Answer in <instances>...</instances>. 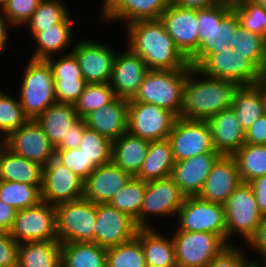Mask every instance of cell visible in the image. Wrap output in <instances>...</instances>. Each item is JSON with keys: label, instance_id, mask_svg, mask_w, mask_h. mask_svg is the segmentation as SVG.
Returning <instances> with one entry per match:
<instances>
[{"label": "cell", "instance_id": "obj_1", "mask_svg": "<svg viewBox=\"0 0 266 267\" xmlns=\"http://www.w3.org/2000/svg\"><path fill=\"white\" fill-rule=\"evenodd\" d=\"M127 26V48L140 56L149 70H175L190 66L160 19L139 20Z\"/></svg>", "mask_w": 266, "mask_h": 267}, {"label": "cell", "instance_id": "obj_2", "mask_svg": "<svg viewBox=\"0 0 266 267\" xmlns=\"http://www.w3.org/2000/svg\"><path fill=\"white\" fill-rule=\"evenodd\" d=\"M192 74H199V70L189 66L179 118L208 121L212 116L231 107L235 91L239 87L237 83L211 77L194 81Z\"/></svg>", "mask_w": 266, "mask_h": 267}, {"label": "cell", "instance_id": "obj_3", "mask_svg": "<svg viewBox=\"0 0 266 267\" xmlns=\"http://www.w3.org/2000/svg\"><path fill=\"white\" fill-rule=\"evenodd\" d=\"M197 17L200 24L199 48L197 55L189 62L194 68H198L211 54L228 47L240 26L238 16L228 3L197 9Z\"/></svg>", "mask_w": 266, "mask_h": 267}, {"label": "cell", "instance_id": "obj_4", "mask_svg": "<svg viewBox=\"0 0 266 267\" xmlns=\"http://www.w3.org/2000/svg\"><path fill=\"white\" fill-rule=\"evenodd\" d=\"M188 72L189 67L175 70H149L138 92L128 102L151 103L179 118Z\"/></svg>", "mask_w": 266, "mask_h": 267}, {"label": "cell", "instance_id": "obj_5", "mask_svg": "<svg viewBox=\"0 0 266 267\" xmlns=\"http://www.w3.org/2000/svg\"><path fill=\"white\" fill-rule=\"evenodd\" d=\"M19 102L25 115L36 120L57 102L52 69L46 60L30 59L25 68Z\"/></svg>", "mask_w": 266, "mask_h": 267}, {"label": "cell", "instance_id": "obj_6", "mask_svg": "<svg viewBox=\"0 0 266 267\" xmlns=\"http://www.w3.org/2000/svg\"><path fill=\"white\" fill-rule=\"evenodd\" d=\"M57 238L61 244L94 242L96 204L80 198L55 206Z\"/></svg>", "mask_w": 266, "mask_h": 267}, {"label": "cell", "instance_id": "obj_7", "mask_svg": "<svg viewBox=\"0 0 266 267\" xmlns=\"http://www.w3.org/2000/svg\"><path fill=\"white\" fill-rule=\"evenodd\" d=\"M211 78L231 80L242 85H254L264 80V72L251 60L229 47L211 54L198 68Z\"/></svg>", "mask_w": 266, "mask_h": 267}, {"label": "cell", "instance_id": "obj_8", "mask_svg": "<svg viewBox=\"0 0 266 267\" xmlns=\"http://www.w3.org/2000/svg\"><path fill=\"white\" fill-rule=\"evenodd\" d=\"M172 239L178 267H206L229 245L209 232L177 231Z\"/></svg>", "mask_w": 266, "mask_h": 267}, {"label": "cell", "instance_id": "obj_9", "mask_svg": "<svg viewBox=\"0 0 266 267\" xmlns=\"http://www.w3.org/2000/svg\"><path fill=\"white\" fill-rule=\"evenodd\" d=\"M177 215L180 219L177 231L214 233L226 241L224 205L189 196L184 198Z\"/></svg>", "mask_w": 266, "mask_h": 267}, {"label": "cell", "instance_id": "obj_10", "mask_svg": "<svg viewBox=\"0 0 266 267\" xmlns=\"http://www.w3.org/2000/svg\"><path fill=\"white\" fill-rule=\"evenodd\" d=\"M224 209L226 242L237 232L248 241L264 217L259 212L253 189L249 183H241L234 190L224 204Z\"/></svg>", "mask_w": 266, "mask_h": 267}, {"label": "cell", "instance_id": "obj_11", "mask_svg": "<svg viewBox=\"0 0 266 267\" xmlns=\"http://www.w3.org/2000/svg\"><path fill=\"white\" fill-rule=\"evenodd\" d=\"M168 140L175 162L199 154L217 152L207 120H189L177 117Z\"/></svg>", "mask_w": 266, "mask_h": 267}, {"label": "cell", "instance_id": "obj_12", "mask_svg": "<svg viewBox=\"0 0 266 267\" xmlns=\"http://www.w3.org/2000/svg\"><path fill=\"white\" fill-rule=\"evenodd\" d=\"M10 235L18 244L58 240L55 206L41 201L35 206L17 211Z\"/></svg>", "mask_w": 266, "mask_h": 267}, {"label": "cell", "instance_id": "obj_13", "mask_svg": "<svg viewBox=\"0 0 266 267\" xmlns=\"http://www.w3.org/2000/svg\"><path fill=\"white\" fill-rule=\"evenodd\" d=\"M177 117L151 103L128 102V132L147 141L168 139Z\"/></svg>", "mask_w": 266, "mask_h": 267}, {"label": "cell", "instance_id": "obj_14", "mask_svg": "<svg viewBox=\"0 0 266 267\" xmlns=\"http://www.w3.org/2000/svg\"><path fill=\"white\" fill-rule=\"evenodd\" d=\"M160 21L173 38L177 49L190 62L198 52L199 28L197 9L185 8L170 3L161 14Z\"/></svg>", "mask_w": 266, "mask_h": 267}, {"label": "cell", "instance_id": "obj_15", "mask_svg": "<svg viewBox=\"0 0 266 267\" xmlns=\"http://www.w3.org/2000/svg\"><path fill=\"white\" fill-rule=\"evenodd\" d=\"M94 242L106 249L126 243L136 237L139 227L128 214L108 203L96 204Z\"/></svg>", "mask_w": 266, "mask_h": 267}, {"label": "cell", "instance_id": "obj_16", "mask_svg": "<svg viewBox=\"0 0 266 267\" xmlns=\"http://www.w3.org/2000/svg\"><path fill=\"white\" fill-rule=\"evenodd\" d=\"M84 181L55 157L42 168V201L56 206L83 197Z\"/></svg>", "mask_w": 266, "mask_h": 267}, {"label": "cell", "instance_id": "obj_17", "mask_svg": "<svg viewBox=\"0 0 266 267\" xmlns=\"http://www.w3.org/2000/svg\"><path fill=\"white\" fill-rule=\"evenodd\" d=\"M13 153L45 167L54 157L55 148L41 125L29 119L8 135V147Z\"/></svg>", "mask_w": 266, "mask_h": 267}, {"label": "cell", "instance_id": "obj_18", "mask_svg": "<svg viewBox=\"0 0 266 267\" xmlns=\"http://www.w3.org/2000/svg\"><path fill=\"white\" fill-rule=\"evenodd\" d=\"M185 196L170 176L146 182V192L139 216L135 222L139 228H149L146 214L174 215L183 204Z\"/></svg>", "mask_w": 266, "mask_h": 267}, {"label": "cell", "instance_id": "obj_19", "mask_svg": "<svg viewBox=\"0 0 266 267\" xmlns=\"http://www.w3.org/2000/svg\"><path fill=\"white\" fill-rule=\"evenodd\" d=\"M72 53L78 60L87 83H110L115 53L107 46L90 41L74 45Z\"/></svg>", "mask_w": 266, "mask_h": 267}, {"label": "cell", "instance_id": "obj_20", "mask_svg": "<svg viewBox=\"0 0 266 267\" xmlns=\"http://www.w3.org/2000/svg\"><path fill=\"white\" fill-rule=\"evenodd\" d=\"M221 156L219 152H210L175 162L171 177L185 197L200 194L210 170Z\"/></svg>", "mask_w": 266, "mask_h": 267}, {"label": "cell", "instance_id": "obj_21", "mask_svg": "<svg viewBox=\"0 0 266 267\" xmlns=\"http://www.w3.org/2000/svg\"><path fill=\"white\" fill-rule=\"evenodd\" d=\"M148 71L144 60L129 48L125 53L116 55L110 81L116 97L132 99L138 92Z\"/></svg>", "mask_w": 266, "mask_h": 267}, {"label": "cell", "instance_id": "obj_22", "mask_svg": "<svg viewBox=\"0 0 266 267\" xmlns=\"http://www.w3.org/2000/svg\"><path fill=\"white\" fill-rule=\"evenodd\" d=\"M46 61L52 69L57 102L75 104L87 85L75 55L70 52L57 61L51 57Z\"/></svg>", "mask_w": 266, "mask_h": 267}, {"label": "cell", "instance_id": "obj_23", "mask_svg": "<svg viewBox=\"0 0 266 267\" xmlns=\"http://www.w3.org/2000/svg\"><path fill=\"white\" fill-rule=\"evenodd\" d=\"M241 183L235 159L222 155L210 170L198 196L203 200L224 205Z\"/></svg>", "mask_w": 266, "mask_h": 267}, {"label": "cell", "instance_id": "obj_24", "mask_svg": "<svg viewBox=\"0 0 266 267\" xmlns=\"http://www.w3.org/2000/svg\"><path fill=\"white\" fill-rule=\"evenodd\" d=\"M132 177L113 162L100 165L84 181L83 198L95 204L108 203Z\"/></svg>", "mask_w": 266, "mask_h": 267}, {"label": "cell", "instance_id": "obj_25", "mask_svg": "<svg viewBox=\"0 0 266 267\" xmlns=\"http://www.w3.org/2000/svg\"><path fill=\"white\" fill-rule=\"evenodd\" d=\"M84 120L86 126L113 142L128 131V100L116 97Z\"/></svg>", "mask_w": 266, "mask_h": 267}, {"label": "cell", "instance_id": "obj_26", "mask_svg": "<svg viewBox=\"0 0 266 267\" xmlns=\"http://www.w3.org/2000/svg\"><path fill=\"white\" fill-rule=\"evenodd\" d=\"M171 0H104L102 17L125 19L127 25L139 20H158Z\"/></svg>", "mask_w": 266, "mask_h": 267}, {"label": "cell", "instance_id": "obj_27", "mask_svg": "<svg viewBox=\"0 0 266 267\" xmlns=\"http://www.w3.org/2000/svg\"><path fill=\"white\" fill-rule=\"evenodd\" d=\"M208 122L214 148L221 155L232 156L245 144V131L232 107L212 116Z\"/></svg>", "mask_w": 266, "mask_h": 267}, {"label": "cell", "instance_id": "obj_28", "mask_svg": "<svg viewBox=\"0 0 266 267\" xmlns=\"http://www.w3.org/2000/svg\"><path fill=\"white\" fill-rule=\"evenodd\" d=\"M79 119L74 104L54 103L36 121L41 125L55 150L66 149V134Z\"/></svg>", "mask_w": 266, "mask_h": 267}, {"label": "cell", "instance_id": "obj_29", "mask_svg": "<svg viewBox=\"0 0 266 267\" xmlns=\"http://www.w3.org/2000/svg\"><path fill=\"white\" fill-rule=\"evenodd\" d=\"M149 145L150 141L127 131L112 143V162L134 177L146 158Z\"/></svg>", "mask_w": 266, "mask_h": 267}, {"label": "cell", "instance_id": "obj_30", "mask_svg": "<svg viewBox=\"0 0 266 267\" xmlns=\"http://www.w3.org/2000/svg\"><path fill=\"white\" fill-rule=\"evenodd\" d=\"M237 119L246 132L265 113L262 96V81L254 85L239 86L231 105Z\"/></svg>", "mask_w": 266, "mask_h": 267}, {"label": "cell", "instance_id": "obj_31", "mask_svg": "<svg viewBox=\"0 0 266 267\" xmlns=\"http://www.w3.org/2000/svg\"><path fill=\"white\" fill-rule=\"evenodd\" d=\"M174 164L168 139L150 141L146 158L134 177L145 182L167 178L171 176Z\"/></svg>", "mask_w": 266, "mask_h": 267}, {"label": "cell", "instance_id": "obj_32", "mask_svg": "<svg viewBox=\"0 0 266 267\" xmlns=\"http://www.w3.org/2000/svg\"><path fill=\"white\" fill-rule=\"evenodd\" d=\"M136 238L141 242L147 267H178L173 239L152 228H139Z\"/></svg>", "mask_w": 266, "mask_h": 267}, {"label": "cell", "instance_id": "obj_33", "mask_svg": "<svg viewBox=\"0 0 266 267\" xmlns=\"http://www.w3.org/2000/svg\"><path fill=\"white\" fill-rule=\"evenodd\" d=\"M42 168L8 148L0 150V180L42 185Z\"/></svg>", "mask_w": 266, "mask_h": 267}, {"label": "cell", "instance_id": "obj_34", "mask_svg": "<svg viewBox=\"0 0 266 267\" xmlns=\"http://www.w3.org/2000/svg\"><path fill=\"white\" fill-rule=\"evenodd\" d=\"M17 267H61V243L47 240L19 244Z\"/></svg>", "mask_w": 266, "mask_h": 267}, {"label": "cell", "instance_id": "obj_35", "mask_svg": "<svg viewBox=\"0 0 266 267\" xmlns=\"http://www.w3.org/2000/svg\"><path fill=\"white\" fill-rule=\"evenodd\" d=\"M61 267H107V249L95 242L61 244Z\"/></svg>", "mask_w": 266, "mask_h": 267}, {"label": "cell", "instance_id": "obj_36", "mask_svg": "<svg viewBox=\"0 0 266 267\" xmlns=\"http://www.w3.org/2000/svg\"><path fill=\"white\" fill-rule=\"evenodd\" d=\"M71 17L68 15L61 23L52 25L39 33H31L38 42L33 60H46L52 57L50 54L60 52L71 41Z\"/></svg>", "mask_w": 266, "mask_h": 267}, {"label": "cell", "instance_id": "obj_37", "mask_svg": "<svg viewBox=\"0 0 266 267\" xmlns=\"http://www.w3.org/2000/svg\"><path fill=\"white\" fill-rule=\"evenodd\" d=\"M232 157L235 159L242 183L266 175V145L244 144Z\"/></svg>", "mask_w": 266, "mask_h": 267}, {"label": "cell", "instance_id": "obj_38", "mask_svg": "<svg viewBox=\"0 0 266 267\" xmlns=\"http://www.w3.org/2000/svg\"><path fill=\"white\" fill-rule=\"evenodd\" d=\"M229 48L253 61L263 72L266 69L265 37L246 30L241 25L230 39Z\"/></svg>", "mask_w": 266, "mask_h": 267}, {"label": "cell", "instance_id": "obj_39", "mask_svg": "<svg viewBox=\"0 0 266 267\" xmlns=\"http://www.w3.org/2000/svg\"><path fill=\"white\" fill-rule=\"evenodd\" d=\"M42 185L0 180V200L17 211L35 206L42 201Z\"/></svg>", "mask_w": 266, "mask_h": 267}, {"label": "cell", "instance_id": "obj_40", "mask_svg": "<svg viewBox=\"0 0 266 267\" xmlns=\"http://www.w3.org/2000/svg\"><path fill=\"white\" fill-rule=\"evenodd\" d=\"M146 192V182L132 177L108 202L130 215L134 220L139 216Z\"/></svg>", "mask_w": 266, "mask_h": 267}, {"label": "cell", "instance_id": "obj_41", "mask_svg": "<svg viewBox=\"0 0 266 267\" xmlns=\"http://www.w3.org/2000/svg\"><path fill=\"white\" fill-rule=\"evenodd\" d=\"M116 98L110 83H87L80 98L74 104L79 118L84 119Z\"/></svg>", "mask_w": 266, "mask_h": 267}, {"label": "cell", "instance_id": "obj_42", "mask_svg": "<svg viewBox=\"0 0 266 267\" xmlns=\"http://www.w3.org/2000/svg\"><path fill=\"white\" fill-rule=\"evenodd\" d=\"M112 143L111 140L87 126L78 148L90 159V167H98L112 162Z\"/></svg>", "mask_w": 266, "mask_h": 267}, {"label": "cell", "instance_id": "obj_43", "mask_svg": "<svg viewBox=\"0 0 266 267\" xmlns=\"http://www.w3.org/2000/svg\"><path fill=\"white\" fill-rule=\"evenodd\" d=\"M59 0H41L38 8L26 23L31 33H39L52 25L61 23L68 15V10Z\"/></svg>", "mask_w": 266, "mask_h": 267}, {"label": "cell", "instance_id": "obj_44", "mask_svg": "<svg viewBox=\"0 0 266 267\" xmlns=\"http://www.w3.org/2000/svg\"><path fill=\"white\" fill-rule=\"evenodd\" d=\"M107 267H147L141 242L135 237L108 248Z\"/></svg>", "mask_w": 266, "mask_h": 267}, {"label": "cell", "instance_id": "obj_45", "mask_svg": "<svg viewBox=\"0 0 266 267\" xmlns=\"http://www.w3.org/2000/svg\"><path fill=\"white\" fill-rule=\"evenodd\" d=\"M240 25L250 32L266 37V8L256 0H243L232 5Z\"/></svg>", "mask_w": 266, "mask_h": 267}, {"label": "cell", "instance_id": "obj_46", "mask_svg": "<svg viewBox=\"0 0 266 267\" xmlns=\"http://www.w3.org/2000/svg\"><path fill=\"white\" fill-rule=\"evenodd\" d=\"M17 101L0 90V127L7 135L29 120Z\"/></svg>", "mask_w": 266, "mask_h": 267}, {"label": "cell", "instance_id": "obj_47", "mask_svg": "<svg viewBox=\"0 0 266 267\" xmlns=\"http://www.w3.org/2000/svg\"><path fill=\"white\" fill-rule=\"evenodd\" d=\"M55 158L83 181L97 168L90 167V159L78 147L75 149L55 150Z\"/></svg>", "mask_w": 266, "mask_h": 267}, {"label": "cell", "instance_id": "obj_48", "mask_svg": "<svg viewBox=\"0 0 266 267\" xmlns=\"http://www.w3.org/2000/svg\"><path fill=\"white\" fill-rule=\"evenodd\" d=\"M41 0H9L2 7V15L10 24H26Z\"/></svg>", "mask_w": 266, "mask_h": 267}, {"label": "cell", "instance_id": "obj_49", "mask_svg": "<svg viewBox=\"0 0 266 267\" xmlns=\"http://www.w3.org/2000/svg\"><path fill=\"white\" fill-rule=\"evenodd\" d=\"M236 249L228 245L206 267H249L251 263Z\"/></svg>", "mask_w": 266, "mask_h": 267}, {"label": "cell", "instance_id": "obj_50", "mask_svg": "<svg viewBox=\"0 0 266 267\" xmlns=\"http://www.w3.org/2000/svg\"><path fill=\"white\" fill-rule=\"evenodd\" d=\"M18 248L10 232L0 230V267H17Z\"/></svg>", "mask_w": 266, "mask_h": 267}, {"label": "cell", "instance_id": "obj_51", "mask_svg": "<svg viewBox=\"0 0 266 267\" xmlns=\"http://www.w3.org/2000/svg\"><path fill=\"white\" fill-rule=\"evenodd\" d=\"M245 144L266 145V114L245 132Z\"/></svg>", "mask_w": 266, "mask_h": 267}, {"label": "cell", "instance_id": "obj_52", "mask_svg": "<svg viewBox=\"0 0 266 267\" xmlns=\"http://www.w3.org/2000/svg\"><path fill=\"white\" fill-rule=\"evenodd\" d=\"M253 189L259 212L266 217V175L249 183Z\"/></svg>", "mask_w": 266, "mask_h": 267}, {"label": "cell", "instance_id": "obj_53", "mask_svg": "<svg viewBox=\"0 0 266 267\" xmlns=\"http://www.w3.org/2000/svg\"><path fill=\"white\" fill-rule=\"evenodd\" d=\"M254 247L260 255H263L266 260V217L262 218V221L256 228L254 234L247 241Z\"/></svg>", "mask_w": 266, "mask_h": 267}, {"label": "cell", "instance_id": "obj_54", "mask_svg": "<svg viewBox=\"0 0 266 267\" xmlns=\"http://www.w3.org/2000/svg\"><path fill=\"white\" fill-rule=\"evenodd\" d=\"M86 127L85 120L82 118H79L76 122H74L66 134V149H75L79 147Z\"/></svg>", "mask_w": 266, "mask_h": 267}, {"label": "cell", "instance_id": "obj_55", "mask_svg": "<svg viewBox=\"0 0 266 267\" xmlns=\"http://www.w3.org/2000/svg\"><path fill=\"white\" fill-rule=\"evenodd\" d=\"M17 210L0 200V230L10 232Z\"/></svg>", "mask_w": 266, "mask_h": 267}, {"label": "cell", "instance_id": "obj_56", "mask_svg": "<svg viewBox=\"0 0 266 267\" xmlns=\"http://www.w3.org/2000/svg\"><path fill=\"white\" fill-rule=\"evenodd\" d=\"M171 3L185 8L201 9L226 3V0H171Z\"/></svg>", "mask_w": 266, "mask_h": 267}, {"label": "cell", "instance_id": "obj_57", "mask_svg": "<svg viewBox=\"0 0 266 267\" xmlns=\"http://www.w3.org/2000/svg\"><path fill=\"white\" fill-rule=\"evenodd\" d=\"M9 22L4 19L3 15L0 14V51L4 50L5 42L7 40V29Z\"/></svg>", "mask_w": 266, "mask_h": 267}, {"label": "cell", "instance_id": "obj_58", "mask_svg": "<svg viewBox=\"0 0 266 267\" xmlns=\"http://www.w3.org/2000/svg\"><path fill=\"white\" fill-rule=\"evenodd\" d=\"M0 132L4 133V138H3V142L2 145L0 147V150H3L4 148L8 147V135L4 132V130L0 127Z\"/></svg>", "mask_w": 266, "mask_h": 267}, {"label": "cell", "instance_id": "obj_59", "mask_svg": "<svg viewBox=\"0 0 266 267\" xmlns=\"http://www.w3.org/2000/svg\"><path fill=\"white\" fill-rule=\"evenodd\" d=\"M262 96L264 100V105H265V113H266V81H262Z\"/></svg>", "mask_w": 266, "mask_h": 267}, {"label": "cell", "instance_id": "obj_60", "mask_svg": "<svg viewBox=\"0 0 266 267\" xmlns=\"http://www.w3.org/2000/svg\"><path fill=\"white\" fill-rule=\"evenodd\" d=\"M241 1H243V0H226V3L233 5V4H236V3L241 2Z\"/></svg>", "mask_w": 266, "mask_h": 267}, {"label": "cell", "instance_id": "obj_61", "mask_svg": "<svg viewBox=\"0 0 266 267\" xmlns=\"http://www.w3.org/2000/svg\"><path fill=\"white\" fill-rule=\"evenodd\" d=\"M258 3H260L263 7L266 8V0H256Z\"/></svg>", "mask_w": 266, "mask_h": 267}, {"label": "cell", "instance_id": "obj_62", "mask_svg": "<svg viewBox=\"0 0 266 267\" xmlns=\"http://www.w3.org/2000/svg\"><path fill=\"white\" fill-rule=\"evenodd\" d=\"M9 0H0L1 8L8 2Z\"/></svg>", "mask_w": 266, "mask_h": 267}, {"label": "cell", "instance_id": "obj_63", "mask_svg": "<svg viewBox=\"0 0 266 267\" xmlns=\"http://www.w3.org/2000/svg\"><path fill=\"white\" fill-rule=\"evenodd\" d=\"M249 267H259V266L256 263H251V265Z\"/></svg>", "mask_w": 266, "mask_h": 267}, {"label": "cell", "instance_id": "obj_64", "mask_svg": "<svg viewBox=\"0 0 266 267\" xmlns=\"http://www.w3.org/2000/svg\"><path fill=\"white\" fill-rule=\"evenodd\" d=\"M264 80L266 81V69L264 71Z\"/></svg>", "mask_w": 266, "mask_h": 267}]
</instances>
